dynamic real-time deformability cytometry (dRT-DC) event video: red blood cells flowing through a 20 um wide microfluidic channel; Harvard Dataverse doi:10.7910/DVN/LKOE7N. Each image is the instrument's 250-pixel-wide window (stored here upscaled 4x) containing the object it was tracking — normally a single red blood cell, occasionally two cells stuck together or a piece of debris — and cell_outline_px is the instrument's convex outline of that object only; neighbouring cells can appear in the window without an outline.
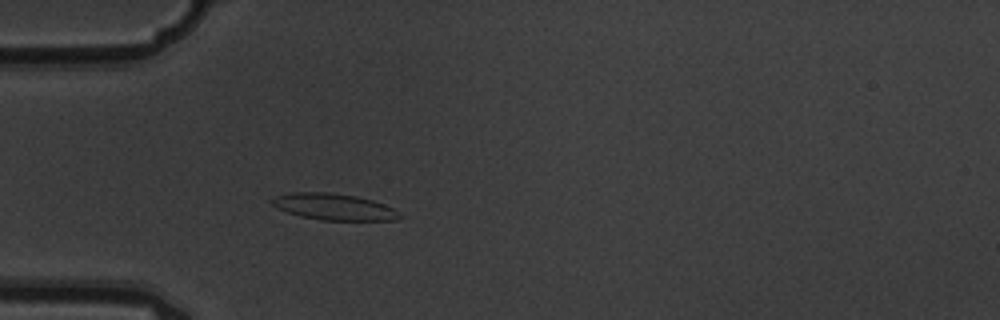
{"species": "common noctule bat (a hibernating species)", "species_latin": "Nyctalus noctula", "temperature_condition": "warm", "stored_images_in_passage": 4, "camera_frame_rate_fps": 3000, "um_per_image_px": 0.085, "animal": {"sex": "male", "body_mass_g": 19.5, "forearm_length_mm": 54.6}, "frame": {"image": 1, "passage_image": 4, "time_ms": 1.0, "image_size_px": [1000, 320], "cell_outline_px": [[404, 216], [396, 220], [320, 220], [300, 216], [288, 212], [272, 204], [268, 200], [272, 196], [292, 192], [328, 192], [356, 196], [372, 200], [384, 204], [400, 212]], "centroid_in_image_um": [28.37, 17.57], "position_along_channel_um": 56.6, "area_um2": 19.77}}